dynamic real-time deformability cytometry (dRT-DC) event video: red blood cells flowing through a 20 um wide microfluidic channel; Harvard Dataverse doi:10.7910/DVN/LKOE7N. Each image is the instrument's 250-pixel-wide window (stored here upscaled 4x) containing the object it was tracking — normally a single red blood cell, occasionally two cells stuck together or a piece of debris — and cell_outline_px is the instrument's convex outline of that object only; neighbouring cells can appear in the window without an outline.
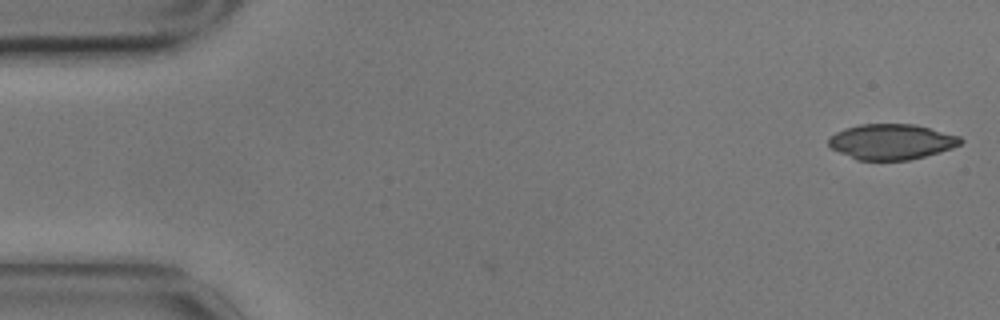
{"species": "common noctule bat (a hibernating species)", "species_latin": "Nyctalus noctula", "temperature_condition": "cold", "stored_images_in_passage": 3, "camera_frame_rate_fps": 3000, "um_per_image_px": 0.085, "animal": {"sex": "male", "body_mass_g": 17.9}, "frame": {"image": 1, "passage_image": 1, "time_ms": 0.0, "image_size_px": [1000, 320], "cell_outline_px": [[964, 140], [960, 144], [952, 148], [940, 152], [908, 160], [856, 160], [832, 148], [828, 144], [828, 140], [836, 132], [844, 128], [860, 124], [912, 124], [960, 136]], "centroid_in_image_um": [75.77, 12.05], "position_along_channel_um": 9.2, "area_um2": 27.05}}